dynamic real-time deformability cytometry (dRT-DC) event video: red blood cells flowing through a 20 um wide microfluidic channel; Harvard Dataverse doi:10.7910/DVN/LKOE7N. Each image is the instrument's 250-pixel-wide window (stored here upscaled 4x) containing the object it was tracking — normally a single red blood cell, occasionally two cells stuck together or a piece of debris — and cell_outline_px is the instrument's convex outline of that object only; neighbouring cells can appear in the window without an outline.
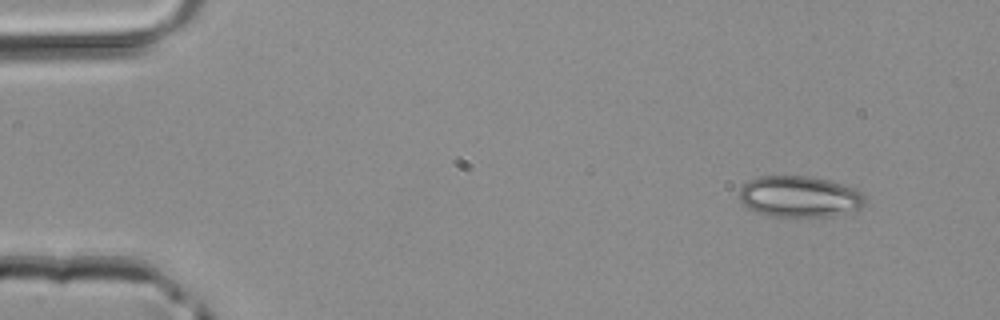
{"species": "common noctule bat (a hibernating species)", "species_latin": "Nyctalus noctula", "temperature_condition": "room temperature", "stored_images_in_passage": 3, "camera_frame_rate_fps": 3000, "um_per_image_px": 0.085, "animal": {"sex": "male", "body_mass_g": 20.4}, "frame": {"image": 1, "passage_image": 1, "time_ms": 0.0, "image_size_px": [1000, 320], "cell_outline_px": [[864, 204], [860, 208], [832, 216], [772, 216], [756, 212], [748, 208], [740, 200], [740, 188], [748, 180], [756, 176], [808, 176], [828, 180], [856, 188], [864, 196]], "centroid_in_image_um": [67.93, 16.7], "position_along_channel_um": 17.1, "area_um2": 30.06}}